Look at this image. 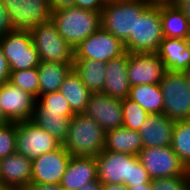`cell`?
<instances>
[{"mask_svg": "<svg viewBox=\"0 0 190 190\" xmlns=\"http://www.w3.org/2000/svg\"><path fill=\"white\" fill-rule=\"evenodd\" d=\"M97 176L102 184L138 186L151 182V178L138 156L103 150L96 156Z\"/></svg>", "mask_w": 190, "mask_h": 190, "instance_id": "cell-1", "label": "cell"}, {"mask_svg": "<svg viewBox=\"0 0 190 190\" xmlns=\"http://www.w3.org/2000/svg\"><path fill=\"white\" fill-rule=\"evenodd\" d=\"M105 138L106 132L94 119L75 113L63 146L73 157H96L104 150Z\"/></svg>", "mask_w": 190, "mask_h": 190, "instance_id": "cell-2", "label": "cell"}, {"mask_svg": "<svg viewBox=\"0 0 190 190\" xmlns=\"http://www.w3.org/2000/svg\"><path fill=\"white\" fill-rule=\"evenodd\" d=\"M51 21L73 48L101 28V13L69 7L52 12Z\"/></svg>", "mask_w": 190, "mask_h": 190, "instance_id": "cell-3", "label": "cell"}, {"mask_svg": "<svg viewBox=\"0 0 190 190\" xmlns=\"http://www.w3.org/2000/svg\"><path fill=\"white\" fill-rule=\"evenodd\" d=\"M163 38L161 5L150 4L136 16L134 34H130L124 47L128 53H157Z\"/></svg>", "mask_w": 190, "mask_h": 190, "instance_id": "cell-4", "label": "cell"}, {"mask_svg": "<svg viewBox=\"0 0 190 190\" xmlns=\"http://www.w3.org/2000/svg\"><path fill=\"white\" fill-rule=\"evenodd\" d=\"M149 0H127L105 4L101 12V27L125 43L134 34L136 16L149 5Z\"/></svg>", "mask_w": 190, "mask_h": 190, "instance_id": "cell-5", "label": "cell"}, {"mask_svg": "<svg viewBox=\"0 0 190 190\" xmlns=\"http://www.w3.org/2000/svg\"><path fill=\"white\" fill-rule=\"evenodd\" d=\"M163 114L174 121L190 120V88L184 72L166 71L159 83Z\"/></svg>", "mask_w": 190, "mask_h": 190, "instance_id": "cell-6", "label": "cell"}, {"mask_svg": "<svg viewBox=\"0 0 190 190\" xmlns=\"http://www.w3.org/2000/svg\"><path fill=\"white\" fill-rule=\"evenodd\" d=\"M30 33L42 62L73 64L74 48L63 39L52 21L37 25Z\"/></svg>", "mask_w": 190, "mask_h": 190, "instance_id": "cell-7", "label": "cell"}, {"mask_svg": "<svg viewBox=\"0 0 190 190\" xmlns=\"http://www.w3.org/2000/svg\"><path fill=\"white\" fill-rule=\"evenodd\" d=\"M0 45L10 72L37 68L41 63L29 30L15 29L7 33L0 38Z\"/></svg>", "mask_w": 190, "mask_h": 190, "instance_id": "cell-8", "label": "cell"}, {"mask_svg": "<svg viewBox=\"0 0 190 190\" xmlns=\"http://www.w3.org/2000/svg\"><path fill=\"white\" fill-rule=\"evenodd\" d=\"M137 156L151 179L182 176L189 171L171 146L143 148Z\"/></svg>", "mask_w": 190, "mask_h": 190, "instance_id": "cell-9", "label": "cell"}, {"mask_svg": "<svg viewBox=\"0 0 190 190\" xmlns=\"http://www.w3.org/2000/svg\"><path fill=\"white\" fill-rule=\"evenodd\" d=\"M62 144L32 120L17 122L16 152L33 160Z\"/></svg>", "mask_w": 190, "mask_h": 190, "instance_id": "cell-10", "label": "cell"}, {"mask_svg": "<svg viewBox=\"0 0 190 190\" xmlns=\"http://www.w3.org/2000/svg\"><path fill=\"white\" fill-rule=\"evenodd\" d=\"M6 7L14 29L31 30L51 21L50 0H1Z\"/></svg>", "mask_w": 190, "mask_h": 190, "instance_id": "cell-11", "label": "cell"}, {"mask_svg": "<svg viewBox=\"0 0 190 190\" xmlns=\"http://www.w3.org/2000/svg\"><path fill=\"white\" fill-rule=\"evenodd\" d=\"M126 52L124 43L102 27L74 48V59L109 62Z\"/></svg>", "mask_w": 190, "mask_h": 190, "instance_id": "cell-12", "label": "cell"}, {"mask_svg": "<svg viewBox=\"0 0 190 190\" xmlns=\"http://www.w3.org/2000/svg\"><path fill=\"white\" fill-rule=\"evenodd\" d=\"M70 158L71 155L63 145L54 151L34 158L32 160L31 183L59 185Z\"/></svg>", "mask_w": 190, "mask_h": 190, "instance_id": "cell-13", "label": "cell"}, {"mask_svg": "<svg viewBox=\"0 0 190 190\" xmlns=\"http://www.w3.org/2000/svg\"><path fill=\"white\" fill-rule=\"evenodd\" d=\"M36 100L31 93L10 82L0 85V108L9 122L32 120Z\"/></svg>", "mask_w": 190, "mask_h": 190, "instance_id": "cell-14", "label": "cell"}, {"mask_svg": "<svg viewBox=\"0 0 190 190\" xmlns=\"http://www.w3.org/2000/svg\"><path fill=\"white\" fill-rule=\"evenodd\" d=\"M167 69L157 53H129L130 86L159 84Z\"/></svg>", "mask_w": 190, "mask_h": 190, "instance_id": "cell-15", "label": "cell"}, {"mask_svg": "<svg viewBox=\"0 0 190 190\" xmlns=\"http://www.w3.org/2000/svg\"><path fill=\"white\" fill-rule=\"evenodd\" d=\"M85 115L94 119L105 132L123 126L122 99L103 93H91Z\"/></svg>", "mask_w": 190, "mask_h": 190, "instance_id": "cell-16", "label": "cell"}, {"mask_svg": "<svg viewBox=\"0 0 190 190\" xmlns=\"http://www.w3.org/2000/svg\"><path fill=\"white\" fill-rule=\"evenodd\" d=\"M32 160L20 153L0 159V182L8 189H25L31 183Z\"/></svg>", "mask_w": 190, "mask_h": 190, "instance_id": "cell-17", "label": "cell"}, {"mask_svg": "<svg viewBox=\"0 0 190 190\" xmlns=\"http://www.w3.org/2000/svg\"><path fill=\"white\" fill-rule=\"evenodd\" d=\"M174 124L163 113L149 114L138 131L143 148L171 146Z\"/></svg>", "mask_w": 190, "mask_h": 190, "instance_id": "cell-18", "label": "cell"}, {"mask_svg": "<svg viewBox=\"0 0 190 190\" xmlns=\"http://www.w3.org/2000/svg\"><path fill=\"white\" fill-rule=\"evenodd\" d=\"M97 179L96 157L71 156L66 172L62 176L59 185L63 190H79L84 185Z\"/></svg>", "mask_w": 190, "mask_h": 190, "instance_id": "cell-19", "label": "cell"}, {"mask_svg": "<svg viewBox=\"0 0 190 190\" xmlns=\"http://www.w3.org/2000/svg\"><path fill=\"white\" fill-rule=\"evenodd\" d=\"M129 53L126 51L122 56L111 59L106 63V81L102 90L113 98H128L130 84L128 80Z\"/></svg>", "mask_w": 190, "mask_h": 190, "instance_id": "cell-20", "label": "cell"}, {"mask_svg": "<svg viewBox=\"0 0 190 190\" xmlns=\"http://www.w3.org/2000/svg\"><path fill=\"white\" fill-rule=\"evenodd\" d=\"M157 54L168 71L185 72L190 68V51L185 39L164 37Z\"/></svg>", "mask_w": 190, "mask_h": 190, "instance_id": "cell-21", "label": "cell"}, {"mask_svg": "<svg viewBox=\"0 0 190 190\" xmlns=\"http://www.w3.org/2000/svg\"><path fill=\"white\" fill-rule=\"evenodd\" d=\"M143 149L138 131L124 126L106 132L104 150L137 156Z\"/></svg>", "mask_w": 190, "mask_h": 190, "instance_id": "cell-22", "label": "cell"}, {"mask_svg": "<svg viewBox=\"0 0 190 190\" xmlns=\"http://www.w3.org/2000/svg\"><path fill=\"white\" fill-rule=\"evenodd\" d=\"M73 70L91 93H102L106 81V63L90 59H74Z\"/></svg>", "mask_w": 190, "mask_h": 190, "instance_id": "cell-23", "label": "cell"}, {"mask_svg": "<svg viewBox=\"0 0 190 190\" xmlns=\"http://www.w3.org/2000/svg\"><path fill=\"white\" fill-rule=\"evenodd\" d=\"M73 64L42 62L37 67L39 75V95L59 91Z\"/></svg>", "mask_w": 190, "mask_h": 190, "instance_id": "cell-24", "label": "cell"}, {"mask_svg": "<svg viewBox=\"0 0 190 190\" xmlns=\"http://www.w3.org/2000/svg\"><path fill=\"white\" fill-rule=\"evenodd\" d=\"M59 92L65 97L74 113L85 111L91 92L73 69L65 77Z\"/></svg>", "mask_w": 190, "mask_h": 190, "instance_id": "cell-25", "label": "cell"}, {"mask_svg": "<svg viewBox=\"0 0 190 190\" xmlns=\"http://www.w3.org/2000/svg\"><path fill=\"white\" fill-rule=\"evenodd\" d=\"M162 33L165 38L185 39L190 23L180 7L161 5Z\"/></svg>", "mask_w": 190, "mask_h": 190, "instance_id": "cell-26", "label": "cell"}, {"mask_svg": "<svg viewBox=\"0 0 190 190\" xmlns=\"http://www.w3.org/2000/svg\"><path fill=\"white\" fill-rule=\"evenodd\" d=\"M128 99L138 103L148 114L163 113L164 99L159 84L131 86Z\"/></svg>", "mask_w": 190, "mask_h": 190, "instance_id": "cell-27", "label": "cell"}, {"mask_svg": "<svg viewBox=\"0 0 190 190\" xmlns=\"http://www.w3.org/2000/svg\"><path fill=\"white\" fill-rule=\"evenodd\" d=\"M71 118L54 112H34L32 121L63 145L68 136Z\"/></svg>", "mask_w": 190, "mask_h": 190, "instance_id": "cell-28", "label": "cell"}, {"mask_svg": "<svg viewBox=\"0 0 190 190\" xmlns=\"http://www.w3.org/2000/svg\"><path fill=\"white\" fill-rule=\"evenodd\" d=\"M171 148L190 170V120L175 121Z\"/></svg>", "mask_w": 190, "mask_h": 190, "instance_id": "cell-29", "label": "cell"}, {"mask_svg": "<svg viewBox=\"0 0 190 190\" xmlns=\"http://www.w3.org/2000/svg\"><path fill=\"white\" fill-rule=\"evenodd\" d=\"M34 112H54L66 117H73L75 115L69 103L59 91L39 95Z\"/></svg>", "mask_w": 190, "mask_h": 190, "instance_id": "cell-30", "label": "cell"}, {"mask_svg": "<svg viewBox=\"0 0 190 190\" xmlns=\"http://www.w3.org/2000/svg\"><path fill=\"white\" fill-rule=\"evenodd\" d=\"M9 82L24 91L39 97V75L37 68H29L20 71H11Z\"/></svg>", "mask_w": 190, "mask_h": 190, "instance_id": "cell-31", "label": "cell"}, {"mask_svg": "<svg viewBox=\"0 0 190 190\" xmlns=\"http://www.w3.org/2000/svg\"><path fill=\"white\" fill-rule=\"evenodd\" d=\"M122 115L124 127L139 131L149 114L138 103L125 98L122 99Z\"/></svg>", "mask_w": 190, "mask_h": 190, "instance_id": "cell-32", "label": "cell"}, {"mask_svg": "<svg viewBox=\"0 0 190 190\" xmlns=\"http://www.w3.org/2000/svg\"><path fill=\"white\" fill-rule=\"evenodd\" d=\"M17 122L0 127V159L16 152Z\"/></svg>", "mask_w": 190, "mask_h": 190, "instance_id": "cell-33", "label": "cell"}, {"mask_svg": "<svg viewBox=\"0 0 190 190\" xmlns=\"http://www.w3.org/2000/svg\"><path fill=\"white\" fill-rule=\"evenodd\" d=\"M190 170L182 176L151 179L153 190H188Z\"/></svg>", "mask_w": 190, "mask_h": 190, "instance_id": "cell-34", "label": "cell"}, {"mask_svg": "<svg viewBox=\"0 0 190 190\" xmlns=\"http://www.w3.org/2000/svg\"><path fill=\"white\" fill-rule=\"evenodd\" d=\"M13 30L15 29L10 21L9 13L3 2L0 0V38Z\"/></svg>", "mask_w": 190, "mask_h": 190, "instance_id": "cell-35", "label": "cell"}, {"mask_svg": "<svg viewBox=\"0 0 190 190\" xmlns=\"http://www.w3.org/2000/svg\"><path fill=\"white\" fill-rule=\"evenodd\" d=\"M74 6L80 9L101 13L105 7V2L103 0H75Z\"/></svg>", "mask_w": 190, "mask_h": 190, "instance_id": "cell-36", "label": "cell"}, {"mask_svg": "<svg viewBox=\"0 0 190 190\" xmlns=\"http://www.w3.org/2000/svg\"><path fill=\"white\" fill-rule=\"evenodd\" d=\"M10 69L0 45V85L9 82Z\"/></svg>", "mask_w": 190, "mask_h": 190, "instance_id": "cell-37", "label": "cell"}, {"mask_svg": "<svg viewBox=\"0 0 190 190\" xmlns=\"http://www.w3.org/2000/svg\"><path fill=\"white\" fill-rule=\"evenodd\" d=\"M52 11L74 7L75 0H50Z\"/></svg>", "mask_w": 190, "mask_h": 190, "instance_id": "cell-38", "label": "cell"}, {"mask_svg": "<svg viewBox=\"0 0 190 190\" xmlns=\"http://www.w3.org/2000/svg\"><path fill=\"white\" fill-rule=\"evenodd\" d=\"M60 185L57 184H36L30 183L25 190H61Z\"/></svg>", "mask_w": 190, "mask_h": 190, "instance_id": "cell-39", "label": "cell"}, {"mask_svg": "<svg viewBox=\"0 0 190 190\" xmlns=\"http://www.w3.org/2000/svg\"><path fill=\"white\" fill-rule=\"evenodd\" d=\"M79 190H102V183L97 179L81 187Z\"/></svg>", "mask_w": 190, "mask_h": 190, "instance_id": "cell-40", "label": "cell"}, {"mask_svg": "<svg viewBox=\"0 0 190 190\" xmlns=\"http://www.w3.org/2000/svg\"><path fill=\"white\" fill-rule=\"evenodd\" d=\"M102 190H128L125 184H102Z\"/></svg>", "mask_w": 190, "mask_h": 190, "instance_id": "cell-41", "label": "cell"}, {"mask_svg": "<svg viewBox=\"0 0 190 190\" xmlns=\"http://www.w3.org/2000/svg\"><path fill=\"white\" fill-rule=\"evenodd\" d=\"M128 190H153L151 182L146 183V184H141L138 186H127Z\"/></svg>", "mask_w": 190, "mask_h": 190, "instance_id": "cell-42", "label": "cell"}, {"mask_svg": "<svg viewBox=\"0 0 190 190\" xmlns=\"http://www.w3.org/2000/svg\"><path fill=\"white\" fill-rule=\"evenodd\" d=\"M190 23V1L180 6Z\"/></svg>", "mask_w": 190, "mask_h": 190, "instance_id": "cell-43", "label": "cell"}, {"mask_svg": "<svg viewBox=\"0 0 190 190\" xmlns=\"http://www.w3.org/2000/svg\"><path fill=\"white\" fill-rule=\"evenodd\" d=\"M190 0H171L168 4L176 7H180L186 2H189Z\"/></svg>", "mask_w": 190, "mask_h": 190, "instance_id": "cell-44", "label": "cell"}, {"mask_svg": "<svg viewBox=\"0 0 190 190\" xmlns=\"http://www.w3.org/2000/svg\"><path fill=\"white\" fill-rule=\"evenodd\" d=\"M9 121L7 120V118L5 117V115L3 114L2 109L0 108V127L8 124Z\"/></svg>", "mask_w": 190, "mask_h": 190, "instance_id": "cell-45", "label": "cell"}, {"mask_svg": "<svg viewBox=\"0 0 190 190\" xmlns=\"http://www.w3.org/2000/svg\"><path fill=\"white\" fill-rule=\"evenodd\" d=\"M153 5H163L168 4L171 0H149Z\"/></svg>", "mask_w": 190, "mask_h": 190, "instance_id": "cell-46", "label": "cell"}, {"mask_svg": "<svg viewBox=\"0 0 190 190\" xmlns=\"http://www.w3.org/2000/svg\"><path fill=\"white\" fill-rule=\"evenodd\" d=\"M184 75L186 77V80H187V82L189 84V88H190V68L184 72Z\"/></svg>", "mask_w": 190, "mask_h": 190, "instance_id": "cell-47", "label": "cell"}, {"mask_svg": "<svg viewBox=\"0 0 190 190\" xmlns=\"http://www.w3.org/2000/svg\"><path fill=\"white\" fill-rule=\"evenodd\" d=\"M185 41H186L187 47L189 48V51H190V30L185 37Z\"/></svg>", "mask_w": 190, "mask_h": 190, "instance_id": "cell-48", "label": "cell"}, {"mask_svg": "<svg viewBox=\"0 0 190 190\" xmlns=\"http://www.w3.org/2000/svg\"><path fill=\"white\" fill-rule=\"evenodd\" d=\"M105 2V4H109V3H115V2H123V1H127V0H103Z\"/></svg>", "mask_w": 190, "mask_h": 190, "instance_id": "cell-49", "label": "cell"}, {"mask_svg": "<svg viewBox=\"0 0 190 190\" xmlns=\"http://www.w3.org/2000/svg\"><path fill=\"white\" fill-rule=\"evenodd\" d=\"M0 190H8V188L0 182Z\"/></svg>", "mask_w": 190, "mask_h": 190, "instance_id": "cell-50", "label": "cell"}, {"mask_svg": "<svg viewBox=\"0 0 190 190\" xmlns=\"http://www.w3.org/2000/svg\"><path fill=\"white\" fill-rule=\"evenodd\" d=\"M8 190H25V189H8Z\"/></svg>", "mask_w": 190, "mask_h": 190, "instance_id": "cell-51", "label": "cell"}]
</instances>
